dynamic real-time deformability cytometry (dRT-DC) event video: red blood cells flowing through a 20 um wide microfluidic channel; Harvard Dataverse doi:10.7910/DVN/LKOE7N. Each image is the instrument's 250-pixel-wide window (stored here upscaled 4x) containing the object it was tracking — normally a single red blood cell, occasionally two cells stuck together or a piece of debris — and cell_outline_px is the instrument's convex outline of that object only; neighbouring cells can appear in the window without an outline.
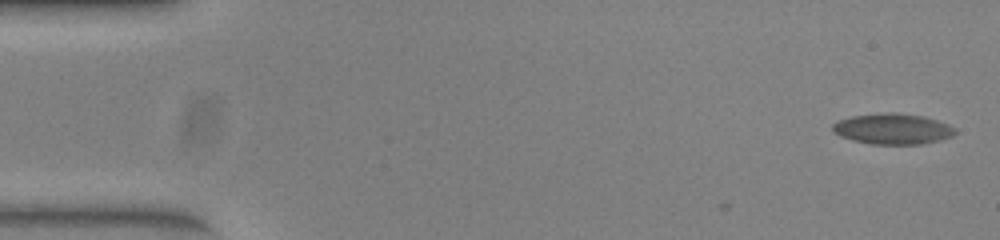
{"species": "common noctule bat (a hibernating species)", "species_latin": "Nyctalus noctula", "temperature_condition": "warm", "stored_images_in_passage": 4, "camera_frame_rate_fps": 3000, "um_per_image_px": 0.085, "animal": {"sex": "female", "body_mass_g": 23.0, "forearm_length_mm": 53.4}, "frame": {"image": 1, "passage_image": 1, "time_ms": 0.0, "image_size_px": [1000, 240], "cell_outline_px": [[956, 132], [952, 136], [940, 140], [920, 144], [872, 144], [852, 140], [840, 136], [832, 128], [832, 124], [840, 120], [852, 116], [888, 112], [892, 112], [924, 116], [948, 124], [956, 128]], "centroid_in_image_um": [75.9, 10.95], "position_along_channel_um": 9.1, "area_um2": 21.79}}